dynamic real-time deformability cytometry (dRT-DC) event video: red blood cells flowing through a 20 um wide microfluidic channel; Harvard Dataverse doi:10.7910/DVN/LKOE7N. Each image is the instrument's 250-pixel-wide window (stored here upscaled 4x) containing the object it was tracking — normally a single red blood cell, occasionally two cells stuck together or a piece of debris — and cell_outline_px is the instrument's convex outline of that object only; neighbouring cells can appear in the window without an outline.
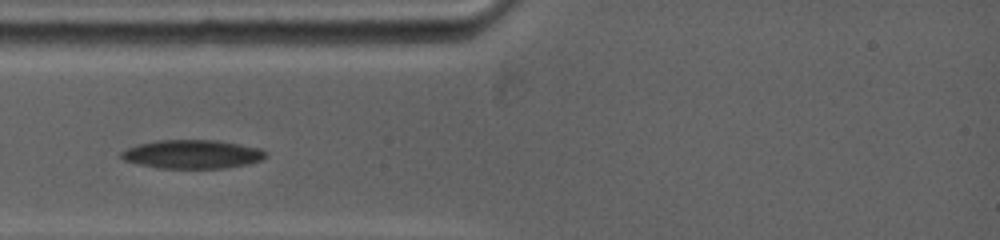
{"species": "common noctule bat (a hibernating species)", "species_latin": "Nyctalus noctula", "temperature_condition": "warm", "stored_images_in_passage": 7, "camera_frame_rate_fps": 5000, "um_per_image_px": 0.085, "animal": {"sex": "female", "body_mass_g": 19.0, "forearm_length_mm": 53.3}, "frame": {"image": 1, "passage_image": 1, "time_ms": 0.0, "image_size_px": [1000, 240], "cell_outline_px": [[268, 156], [260, 160], [244, 164], [224, 168], [160, 168], [140, 164], [124, 160], [120, 156], [120, 152], [136, 144], [156, 140], [216, 140], [260, 148]], "centroid_in_image_um": [16.3, 13.1], "position_along_channel_um": 68.7, "area_um2": 23.93}}
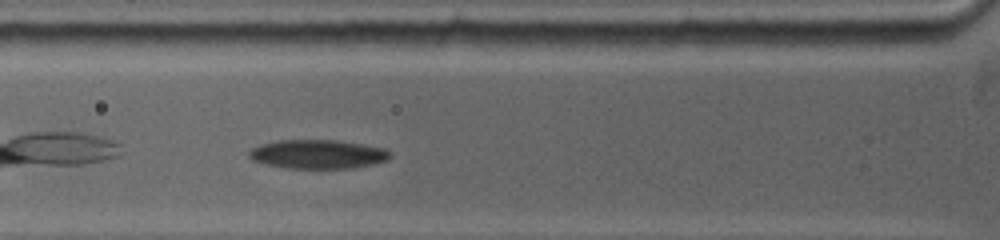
{"frame": {"image": 2, "passage_image": 3, "time_ms": 0.8, "image_size_px": [1000, 240], "cell_outline_px": [[392, 156], [388, 160], [372, 164], [352, 168], [292, 168], [268, 164], [252, 160], [248, 156], [248, 152], [252, 148], [260, 144], [280, 140], [336, 140], [384, 148]], "centroid_in_image_um": [27.01, 13.1], "position_along_channel_um": 98.8, "area_um2": 23.52}}
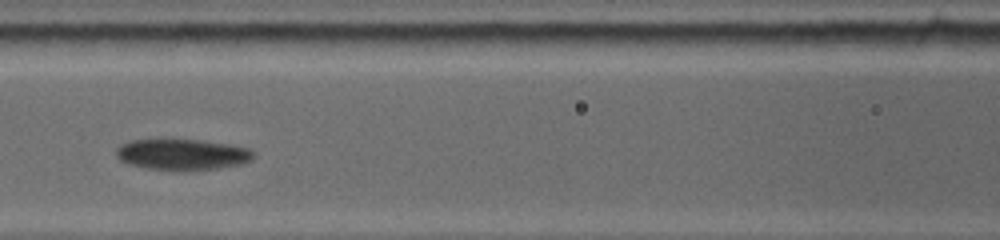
{"frame": {"image": 3, "passage_image": 6, "time_ms": 2.2, "image_size_px": [1000, 240], "cell_outline_px": [[252, 156], [248, 160], [240, 164], [216, 168], [184, 172], [180, 172], [148, 168], [132, 164], [120, 160], [116, 156], [116, 148], [120, 144], [132, 140], [200, 140], [228, 144], [248, 148], [252, 152]], "centroid_in_image_um": [15.44, 13.14], "position_along_channel_um": 151.2, "area_um2": 24.62}}